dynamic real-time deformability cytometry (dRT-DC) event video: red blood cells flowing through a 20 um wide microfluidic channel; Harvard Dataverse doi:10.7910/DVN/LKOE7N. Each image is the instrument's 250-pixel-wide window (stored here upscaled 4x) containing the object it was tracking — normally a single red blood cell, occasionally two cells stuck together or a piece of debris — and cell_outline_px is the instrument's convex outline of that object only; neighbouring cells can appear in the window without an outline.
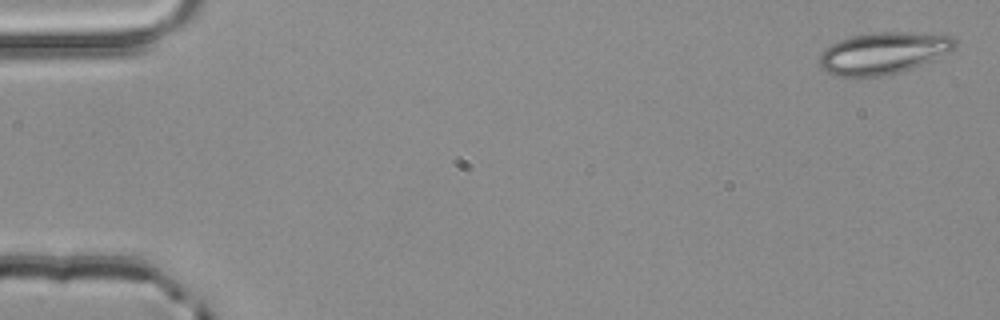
{"species": "common noctule bat (a hibernating species)", "species_latin": "Nyctalus noctula", "temperature_condition": "room temperature", "stored_images_in_passage": 3, "camera_frame_rate_fps": 3000, "um_per_image_px": 0.085, "animal": {"sex": "male", "body_mass_g": 20.4}, "frame": {"image": 1, "passage_image": 1, "time_ms": 0.0, "image_size_px": [1000, 320], "cell_outline_px": [[960, 44], [956, 48], [948, 52], [912, 68], [888, 76], [836, 76], [820, 68], [820, 56], [824, 48], [828, 44], [852, 36], [872, 32], [904, 32], [952, 36], [960, 40]], "centroid_in_image_um": [75.09, 4.51], "position_along_channel_um": 9.9, "area_um2": 33.12}}